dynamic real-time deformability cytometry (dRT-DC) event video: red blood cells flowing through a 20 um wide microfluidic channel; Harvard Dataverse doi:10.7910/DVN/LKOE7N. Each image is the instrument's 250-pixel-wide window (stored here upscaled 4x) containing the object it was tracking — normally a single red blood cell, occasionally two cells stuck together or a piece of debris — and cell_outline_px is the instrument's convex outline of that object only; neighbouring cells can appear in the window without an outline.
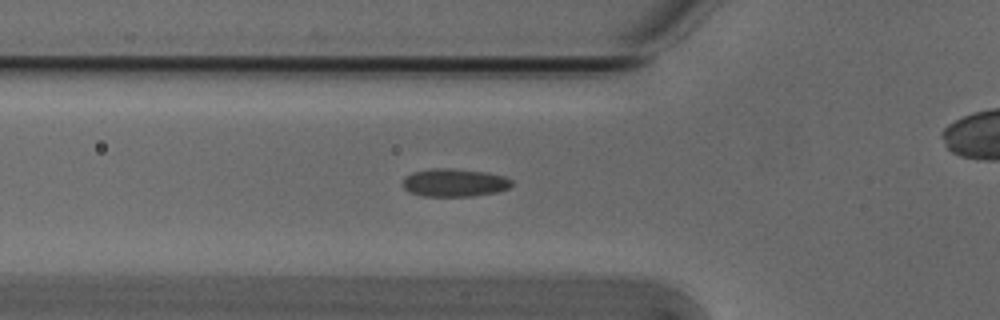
{"species": "Egyptian fruit bat (a non-hibernating species)", "species_latin": "Rousettus aegyptiacus", "temperature_condition": "cold", "stored_images_in_passage": 49, "camera_frame_rate_fps": 3000, "um_per_image_px": 0.085, "animal": {"sex": "male"}, "frame": {"image": 1, "passage_image": 18, "time_ms": 5.667, "image_size_px": [1000, 320], "cell_outline_px": [[512, 184], [508, 188], [496, 192], [472, 196], [424, 196], [408, 192], [404, 188], [404, 176], [412, 172], [432, 168], [452, 168], [488, 172], [504, 176], [512, 180]], "centroid_in_image_um": [38.62, 15.51], "position_along_channel_um": 87.2, "area_um2": 17.86}}
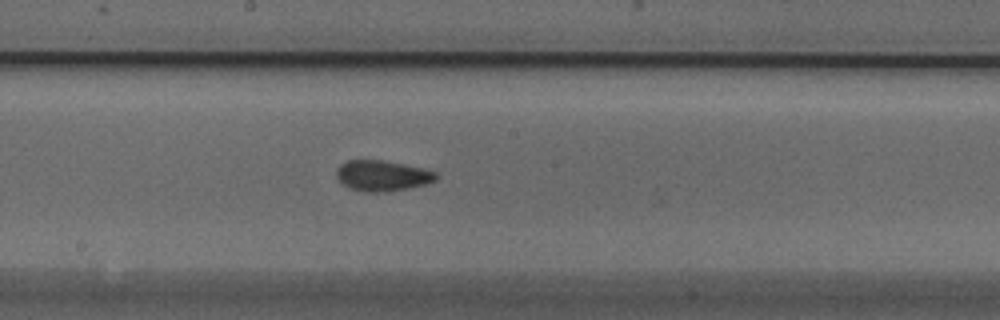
{"frame": {"image": 2, "passage_image": 28, "time_ms": 9.0, "image_size_px": [1000, 320], "cell_outline_px": [[440, 176], [436, 180], [424, 184], [388, 192], [368, 192], [348, 188], [336, 176], [336, 168], [340, 164], [348, 160], [384, 160], [424, 168], [436, 172]], "centroid_in_image_um": [32.5, 14.92], "position_along_channel_um": 215.7, "area_um2": 17.86}}
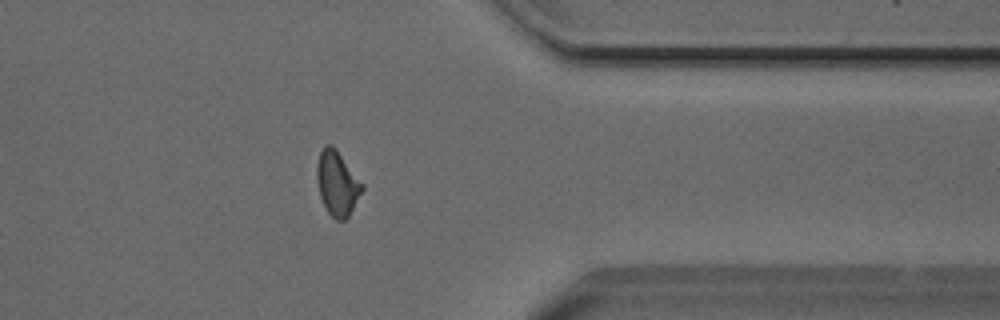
{"frame": {"image": 3, "passage_image": 42, "time_ms": 13.667, "image_size_px": [1000, 320], "cell_outline_px": [[364, 188], [348, 216], [344, 220], [336, 220], [328, 212], [320, 196], [316, 180], [316, 168], [320, 152], [324, 144], [332, 144], [336, 148], [364, 184]], "centroid_in_image_um": [28.66, 15.54], "position_along_channel_um": 382.7, "area_um2": 17.05}, "authors_computed_cell_mechanics": {"area_um2": 17.2822, "velocity_mm_per_s": 3.8543, "shape_relaxation_time_tau1_ms": null, "shape_relaxation_time_tau2_ms": 1.5158, "deformation_change_tau1": null, "deformation_change_tau2": 0.069}}